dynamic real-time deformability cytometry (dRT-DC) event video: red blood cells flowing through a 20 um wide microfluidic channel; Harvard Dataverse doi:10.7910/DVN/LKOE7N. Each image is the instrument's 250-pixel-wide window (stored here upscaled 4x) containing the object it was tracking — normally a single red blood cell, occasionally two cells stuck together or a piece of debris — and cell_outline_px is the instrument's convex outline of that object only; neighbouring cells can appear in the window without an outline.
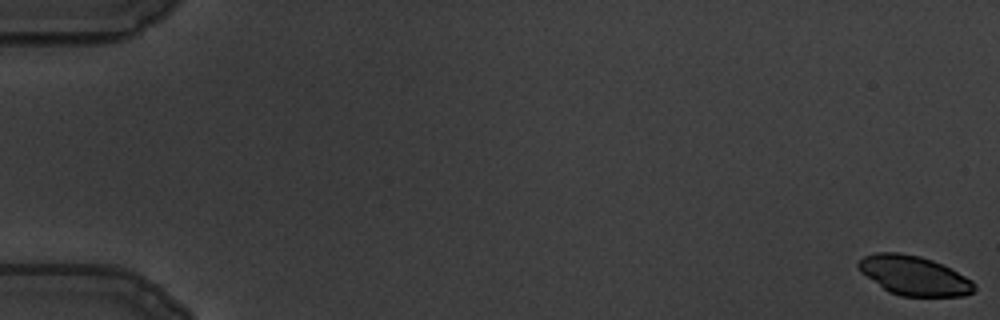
{"species": "common noctule bat (a hibernating species)", "species_latin": "Nyctalus noctula", "temperature_condition": "warm", "stored_images_in_passage": 60, "camera_frame_rate_fps": 3000, "um_per_image_px": 0.085, "animal": {"sex": "male", "body_mass_g": 19.5, "forearm_length_mm": 54.6}, "frame": {"image": 1, "passage_image": 1, "time_ms": 0.0, "image_size_px": [1000, 320], "cell_outline_px": [[976, 288], [972, 292], [964, 296], [900, 296], [888, 292], [860, 272], [856, 264], [864, 256], [876, 252], [900, 252], [920, 256], [932, 260], [952, 268], [972, 280], [976, 284]], "centroid_in_image_um": [77.69, 23.42], "position_along_channel_um": 7.3, "area_um2": 26.82}}
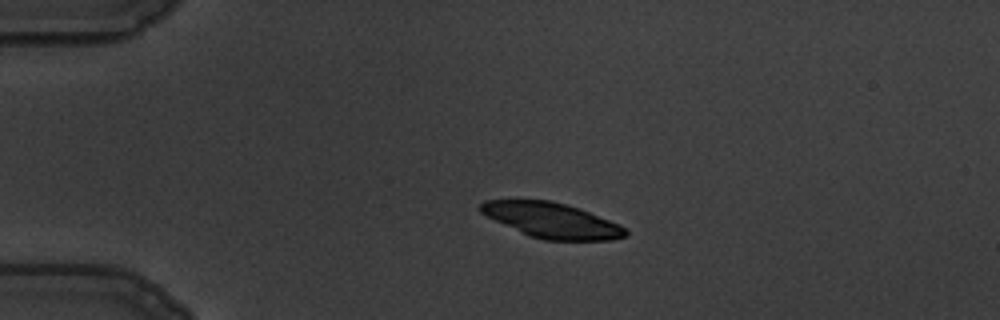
{"frame": {"image": 2, "passage_image": 15, "time_ms": 4.667, "image_size_px": [1000, 320], "cell_outline_px": [[628, 236], [612, 240], [544, 240], [528, 236], [480, 212], [480, 204], [484, 200], [552, 200], [580, 208], [620, 224], [628, 232]], "centroid_in_image_um": [46.94, 18.73], "position_along_channel_um": 38.1, "area_um2": 29.65}}